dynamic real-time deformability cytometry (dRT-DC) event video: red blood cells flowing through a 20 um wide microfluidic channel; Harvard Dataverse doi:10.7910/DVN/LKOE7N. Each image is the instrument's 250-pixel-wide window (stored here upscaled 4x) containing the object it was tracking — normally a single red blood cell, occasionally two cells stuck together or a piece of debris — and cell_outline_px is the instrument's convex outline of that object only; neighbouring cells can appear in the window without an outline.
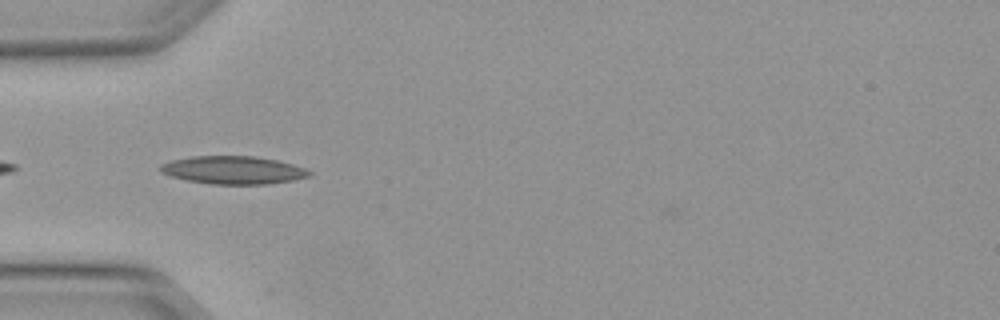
{"species": "Egyptian fruit bat (a non-hibernating species)", "species_latin": "Rousettus aegyptiacus", "temperature_condition": "warm", "stored_images_in_passage": 9, "camera_frame_rate_fps": 3000, "um_per_image_px": 0.085, "animal": {"sex": "female"}, "frame": {"image": 1, "passage_image": 6, "time_ms": 1.667, "image_size_px": [1000, 320], "cell_outline_px": [[312, 176], [292, 180], [264, 184], [208, 184], [168, 176], [160, 172], [156, 168], [160, 164], [172, 160], [192, 156], [256, 156], [276, 160], [292, 164], [304, 168], [312, 172]], "centroid_in_image_um": [19.77, 14.45], "position_along_channel_um": 65.2, "area_um2": 24.39}}